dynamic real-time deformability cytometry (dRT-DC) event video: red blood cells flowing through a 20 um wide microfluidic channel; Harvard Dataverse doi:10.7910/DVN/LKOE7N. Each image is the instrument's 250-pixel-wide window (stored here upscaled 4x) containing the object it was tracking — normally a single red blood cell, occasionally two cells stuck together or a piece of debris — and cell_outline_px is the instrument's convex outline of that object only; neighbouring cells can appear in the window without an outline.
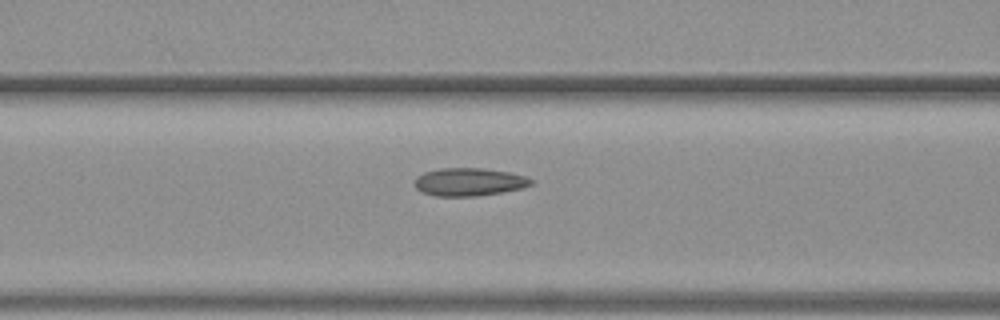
{"species": "common noctule bat (a hibernating species)", "species_latin": "Nyctalus noctula", "temperature_condition": "warm", "stored_images_in_passage": 17, "camera_frame_rate_fps": 3000, "um_per_image_px": 0.085, "animal": {"sex": "female", "body_mass_g": 19.3, "forearm_length_mm": 54.1}, "frame": {"image": 1, "passage_image": 15, "time_ms": 4.667, "image_size_px": [1000, 320], "cell_outline_px": [[532, 184], [524, 188], [504, 192], [476, 196], [436, 196], [420, 192], [416, 188], [416, 176], [424, 172], [440, 168], [484, 168], [508, 172], [524, 176], [532, 180]], "centroid_in_image_um": [39.86, 15.47], "position_along_channel_um": 126.7, "area_um2": 19.02}}